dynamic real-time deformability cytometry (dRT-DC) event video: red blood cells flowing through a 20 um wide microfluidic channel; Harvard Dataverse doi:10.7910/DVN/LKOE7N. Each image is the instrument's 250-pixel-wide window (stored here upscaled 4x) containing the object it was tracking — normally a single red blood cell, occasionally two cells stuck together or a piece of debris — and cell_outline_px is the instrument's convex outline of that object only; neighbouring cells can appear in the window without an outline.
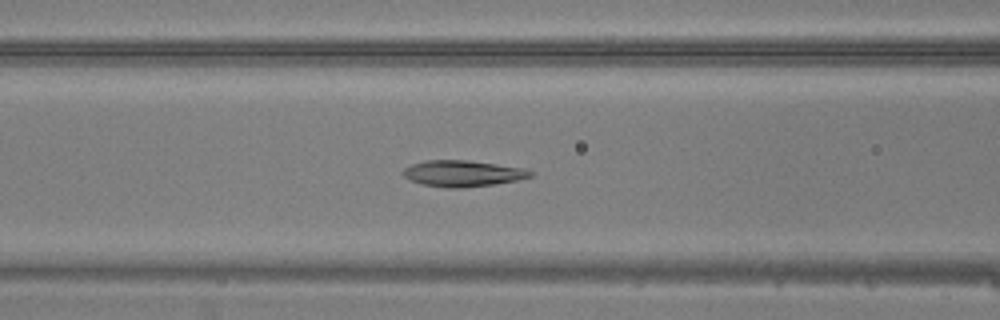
{"species": "common noctule bat (a hibernating species)", "species_latin": "Nyctalus noctula", "temperature_condition": "warm", "stored_images_in_passage": 38, "camera_frame_rate_fps": 3000, "um_per_image_px": 0.085, "animal": {"sex": "male", "body_mass_g": 20.5, "forearm_length_mm": 52.5}, "frame": {"image": 1, "passage_image": 17, "time_ms": 5.333, "image_size_px": [1000, 320], "cell_outline_px": [[532, 176], [516, 180], [492, 184], [464, 188], [444, 188], [424, 184], [412, 180], [404, 176], [404, 168], [412, 164], [424, 160], [468, 160], [524, 168], [532, 172]], "centroid_in_image_um": [39.32, 14.74], "position_along_channel_um": 127.3, "area_um2": 19.19}}
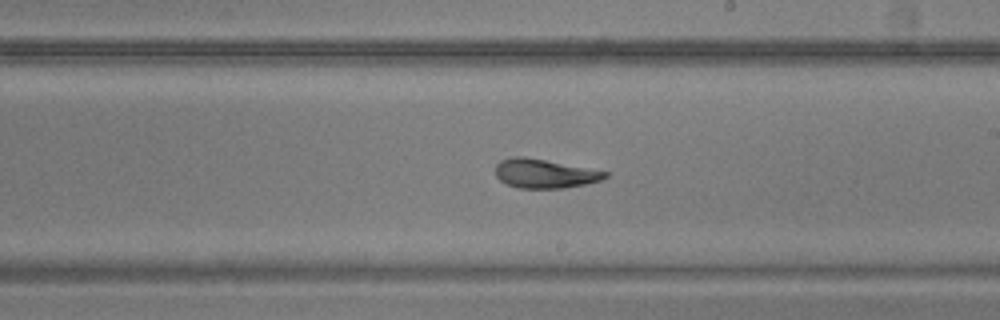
{"frame": {"image": 2, "passage_image": 25, "time_ms": 8.0, "image_size_px": [1000, 320], "cell_outline_px": [[608, 176], [600, 180], [588, 184], [564, 188], [516, 188], [500, 180], [496, 176], [496, 164], [500, 160], [516, 156], [524, 156], [608, 172]], "centroid_in_image_um": [46.27, 14.76], "position_along_channel_um": 242.7, "area_um2": 18.44}}
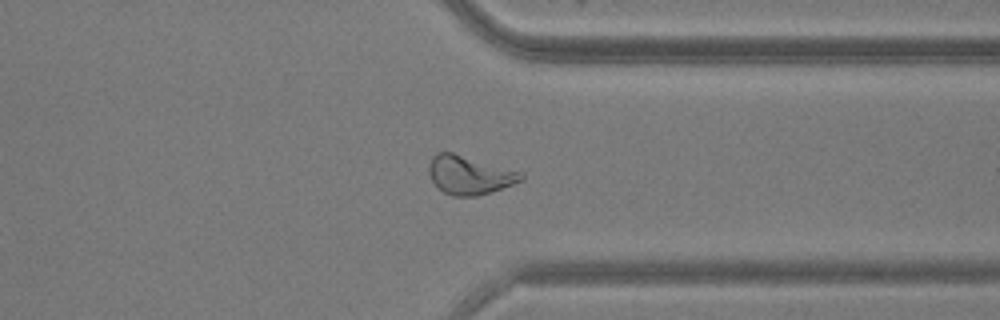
{"frame": {"image": 3, "passage_image": 34, "time_ms": 11.0, "image_size_px": [1000, 320], "cell_outline_px": [[524, 176], [520, 180], [512, 184], [476, 196], [452, 196], [444, 192], [432, 180], [428, 172], [428, 168], [432, 156], [436, 152], [452, 152], [524, 172]], "centroid_in_image_um": [39.88, 14.85], "position_along_channel_um": 371.5, "area_um2": 20.52}}